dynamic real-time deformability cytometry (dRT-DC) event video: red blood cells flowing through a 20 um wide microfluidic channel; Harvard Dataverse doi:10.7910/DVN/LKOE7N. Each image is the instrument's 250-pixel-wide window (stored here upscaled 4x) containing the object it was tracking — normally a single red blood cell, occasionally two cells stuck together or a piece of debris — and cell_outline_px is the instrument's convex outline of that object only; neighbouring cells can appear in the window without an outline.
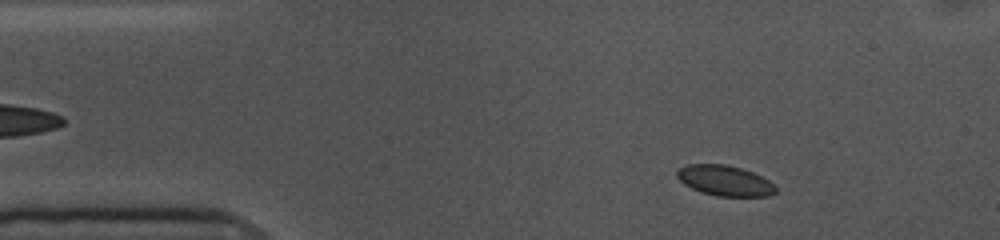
{"species": "common noctule bat (a hibernating species)", "species_latin": "Nyctalus noctula", "temperature_condition": "cold", "stored_images_in_passage": 52, "camera_frame_rate_fps": 3000, "um_per_image_px": 0.085, "animal": {"sex": "female", "body_mass_g": 10.0, "forearm_length_mm": 53.1}, "frame": {"image": 1, "passage_image": 5, "time_ms": 1.333, "image_size_px": [1000, 240], "cell_outline_px": [[776, 192], [768, 196], [716, 196], [700, 192], [684, 184], [676, 176], [676, 172], [680, 168], [688, 164], [724, 164], [740, 168], [752, 172], [776, 184]], "centroid_in_image_um": [61.61, 15.36], "position_along_channel_um": 23.4, "area_um2": 17.46}}
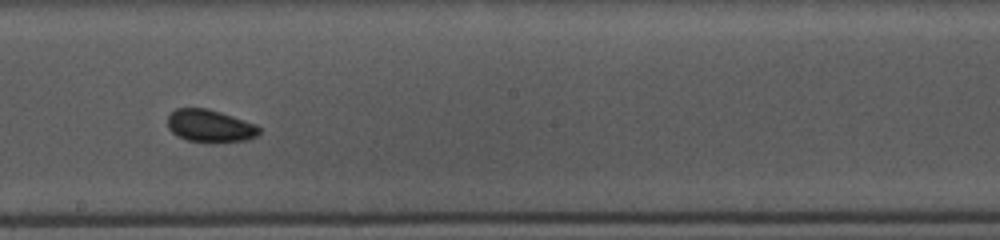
{"frame": {"image": 2, "passage_image": 27, "time_ms": 8.667, "image_size_px": [1000, 240], "cell_outline_px": [[260, 132], [256, 136], [248, 140], [212, 144], [188, 140], [176, 136], [168, 128], [168, 116], [176, 108], [208, 108], [256, 124], [260, 128]], "centroid_in_image_um": [17.85, 10.73], "position_along_channel_um": 230.3, "area_um2": 17.69}}
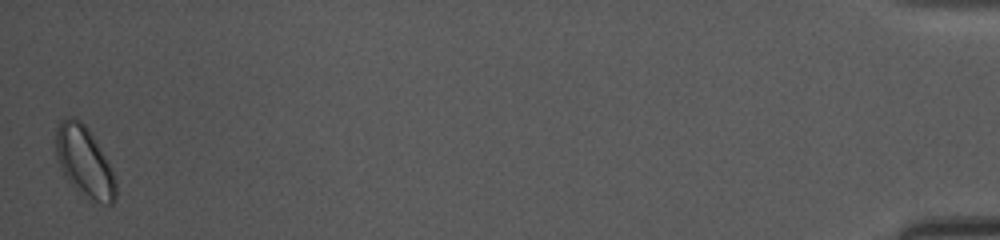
{"frame": {"image": 3, "passage_image": 52, "time_ms": 17.0, "image_size_px": [1000, 240], "cell_outline_px": [[116, 200], [112, 204], [104, 204], [88, 196], [76, 188], [64, 176], [56, 156], [56, 128], [60, 120], [68, 116], [72, 116], [80, 120], [88, 128], [100, 148], [116, 180]], "centroid_in_image_um": [7.16, 13.7], "position_along_channel_um": 428.0, "area_um2": 24.1}, "authors_computed_cell_mechanics": {"area_um2": 17.5423, "velocity_mm_per_s": 3.5642, "shape_relaxation_time_tau1_ms": null, "shape_relaxation_time_tau2_ms": 4.9919, "deformation_change_tau1": null, "deformation_change_tau2": 0.0585}}